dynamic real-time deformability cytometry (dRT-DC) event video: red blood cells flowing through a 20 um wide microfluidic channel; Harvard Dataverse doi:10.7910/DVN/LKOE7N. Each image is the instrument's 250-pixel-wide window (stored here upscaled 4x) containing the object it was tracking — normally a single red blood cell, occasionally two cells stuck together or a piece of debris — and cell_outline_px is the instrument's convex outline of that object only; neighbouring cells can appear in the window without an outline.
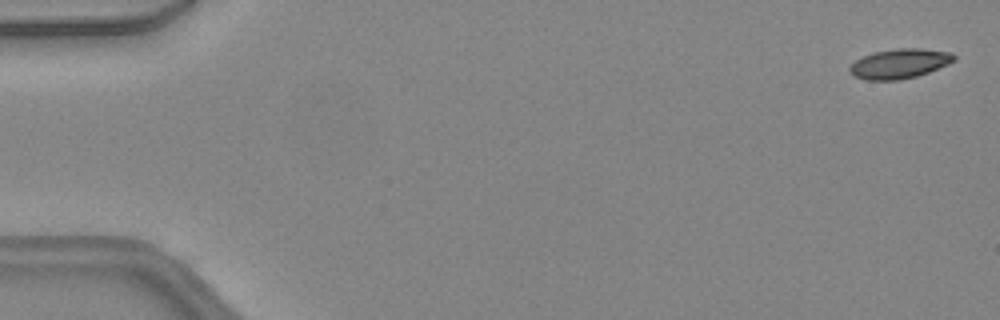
{"species": "common noctule bat (a hibernating species)", "species_latin": "Nyctalus noctula", "temperature_condition": "warm", "stored_images_in_passage": 12, "camera_frame_rate_fps": 3000, "um_per_image_px": 0.085, "animal": {"sex": "female", "body_mass_g": 24.6, "forearm_length_mm": 56.2}, "frame": {"image": 1, "passage_image": 2, "time_ms": 0.333, "image_size_px": [1000, 320], "cell_outline_px": [[956, 60], [948, 64], [928, 72], [916, 76], [900, 80], [864, 80], [848, 72], [848, 68], [856, 60], [864, 56], [876, 52], [900, 48], [920, 48], [952, 52], [956, 56]], "centroid_in_image_um": [76.48, 5.41], "position_along_channel_um": 8.5, "area_um2": 17.98}}